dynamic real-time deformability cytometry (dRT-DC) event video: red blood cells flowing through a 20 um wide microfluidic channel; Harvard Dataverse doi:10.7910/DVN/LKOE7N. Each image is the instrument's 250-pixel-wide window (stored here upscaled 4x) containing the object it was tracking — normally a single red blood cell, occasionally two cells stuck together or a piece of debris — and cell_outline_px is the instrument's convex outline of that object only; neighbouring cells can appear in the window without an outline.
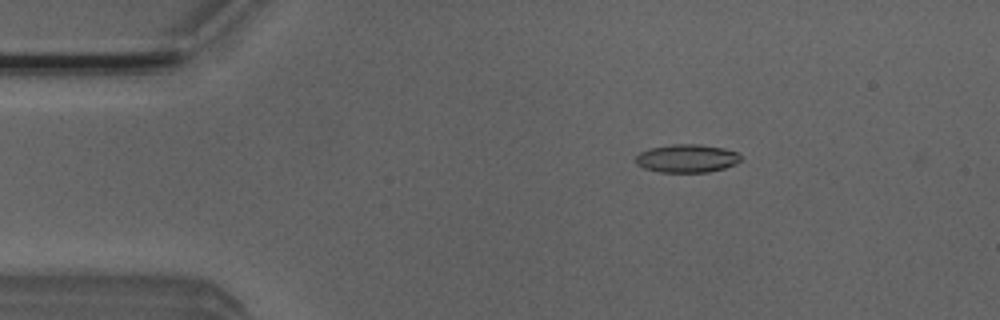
{"species": "Egyptian fruit bat (a non-hibernating species)", "species_latin": "Rousettus aegyptiacus", "temperature_condition": "room temperature", "stored_images_in_passage": 47, "camera_frame_rate_fps": 3000, "um_per_image_px": 0.085, "animal": {"sex": "male"}, "frame": {"image": 1, "passage_image": 4, "time_ms": 1.0, "image_size_px": [1000, 320], "cell_outline_px": [[740, 160], [736, 164], [724, 168], [708, 172], [660, 172], [644, 168], [636, 164], [636, 156], [640, 152], [648, 148], [672, 144], [696, 144], [724, 148], [736, 152], [740, 156]], "centroid_in_image_um": [58.36, 13.46], "position_along_channel_um": 26.6, "area_um2": 17.22}}
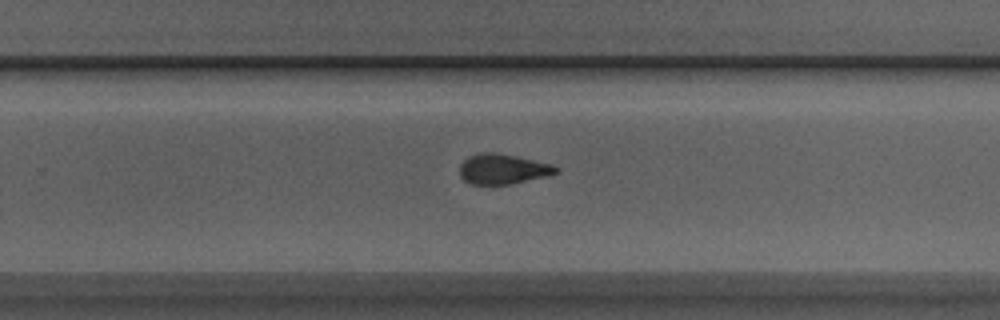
{"frame": {"image": 2, "passage_image": 28, "time_ms": 9.0, "image_size_px": [1000, 320], "cell_outline_px": [[556, 172], [548, 176], [512, 184], [472, 184], [464, 180], [460, 176], [460, 164], [468, 156], [484, 152], [496, 152], [516, 156], [552, 164], [556, 168]], "centroid_in_image_um": [42.71, 14.36], "position_along_channel_um": 287.1, "area_um2": 16.82}}
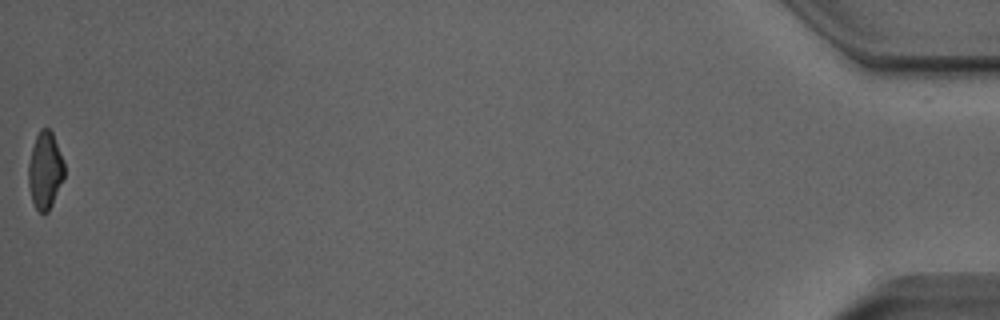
{"frame": {"image": 3, "passage_image": 47, "time_ms": 15.333, "image_size_px": [1000, 320], "cell_outline_px": [[64, 176], [52, 204], [48, 212], [40, 212], [36, 208], [32, 200], [28, 184], [28, 164], [32, 148], [36, 136], [40, 128], [48, 128], [52, 132], [64, 160]], "centroid_in_image_um": [3.83, 14.46], "position_along_channel_um": 431.4, "area_um2": 16.01}, "authors_computed_cell_mechanics": {"area_um2": 17.2822, "velocity_mm_per_s": 3.9636, "shape_relaxation_time_tau1_ms": 3.3078, "shape_relaxation_time_tau2_ms": 2.1644, "deformation_change_tau1": 0.1413, "deformation_change_tau2": 0.0928}}